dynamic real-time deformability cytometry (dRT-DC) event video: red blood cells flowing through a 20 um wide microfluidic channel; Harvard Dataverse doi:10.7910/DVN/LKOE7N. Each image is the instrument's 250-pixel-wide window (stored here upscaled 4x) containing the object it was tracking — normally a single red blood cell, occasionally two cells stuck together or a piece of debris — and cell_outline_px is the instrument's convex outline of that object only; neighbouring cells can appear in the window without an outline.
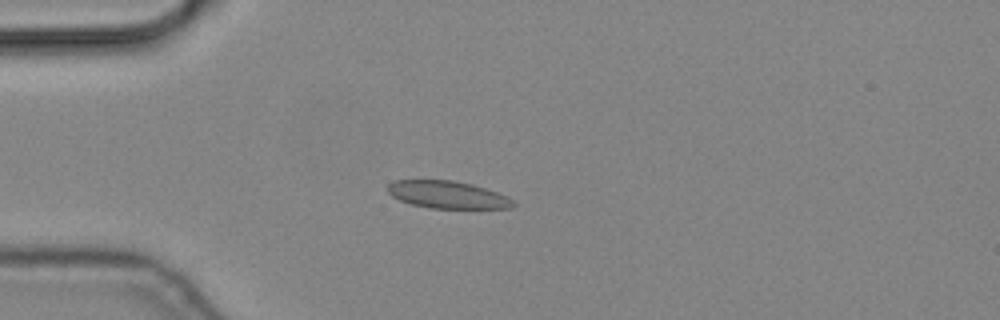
{"species": "common noctule bat (a hibernating species)", "species_latin": "Nyctalus noctula", "temperature_condition": "cold", "stored_images_in_passage": 9, "camera_frame_rate_fps": 3000, "um_per_image_px": 0.085, "animal": {"sex": "male", "body_mass_g": 19.2, "forearm_length_mm": 51.8}, "frame": {"image": 1, "passage_image": 3, "time_ms": 0.667, "image_size_px": [1000, 320], "cell_outline_px": [[516, 204], [512, 208], [432, 208], [412, 204], [400, 200], [392, 196], [388, 192], [388, 184], [392, 180], [452, 180], [472, 184], [508, 196]], "centroid_in_image_um": [38.04, 16.54], "position_along_channel_um": 47.0, "area_um2": 19.94}}
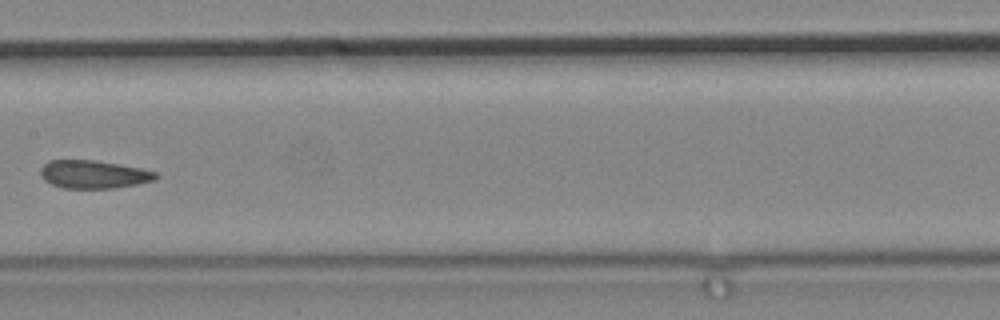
{"frame": {"image": 2, "passage_image": 7, "time_ms": 2.0, "image_size_px": [1000, 320], "cell_outline_px": [[160, 176], [156, 180], [136, 184], [112, 188], [64, 188], [52, 184], [44, 180], [40, 176], [40, 168], [48, 160], [96, 160], [140, 168], [156, 172]], "centroid_in_image_um": [7.95, 14.81], "position_along_channel_um": 199.5, "area_um2": 18.9}}
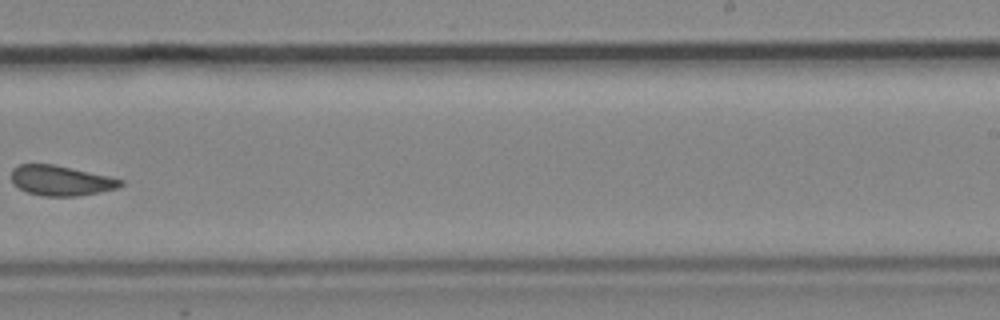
{"frame": {"image": 3, "passage_image": 9, "time_ms": 2.667, "image_size_px": [1000, 320], "cell_outline_px": [[124, 184], [116, 188], [100, 192], [76, 196], [44, 196], [28, 192], [20, 188], [12, 180], [12, 168], [20, 164], [52, 164], [108, 176], [124, 180]], "centroid_in_image_um": [5.19, 15.35], "position_along_channel_um": 283.8, "area_um2": 18.84}}